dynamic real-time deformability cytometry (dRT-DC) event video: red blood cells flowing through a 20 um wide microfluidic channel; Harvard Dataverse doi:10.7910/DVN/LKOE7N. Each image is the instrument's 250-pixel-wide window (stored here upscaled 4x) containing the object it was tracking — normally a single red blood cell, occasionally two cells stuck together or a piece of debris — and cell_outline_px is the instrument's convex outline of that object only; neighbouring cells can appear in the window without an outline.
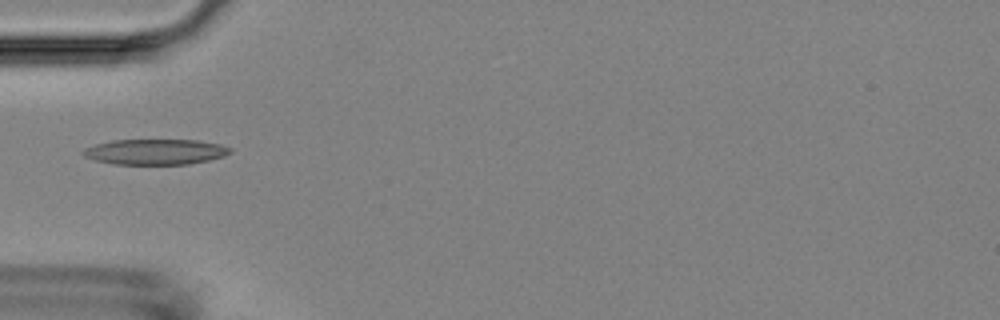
{"species": "Egyptian fruit bat (a non-hibernating species)", "species_latin": "Rousettus aegyptiacus", "temperature_condition": "room temperature", "stored_images_in_passage": 35, "camera_frame_rate_fps": 3000, "um_per_image_px": 0.085, "animal": {"sex": "female"}, "frame": {"image": 1, "passage_image": 1, "time_ms": 0.0, "image_size_px": [1000, 320], "cell_outline_px": [[232, 152], [224, 156], [208, 160], [188, 164], [116, 164], [96, 160], [84, 156], [80, 152], [84, 148], [96, 144], [112, 140], [200, 140], [220, 144], [232, 148]], "centroid_in_image_um": [13.22, 12.9], "position_along_channel_um": 71.8, "area_um2": 21.85}}
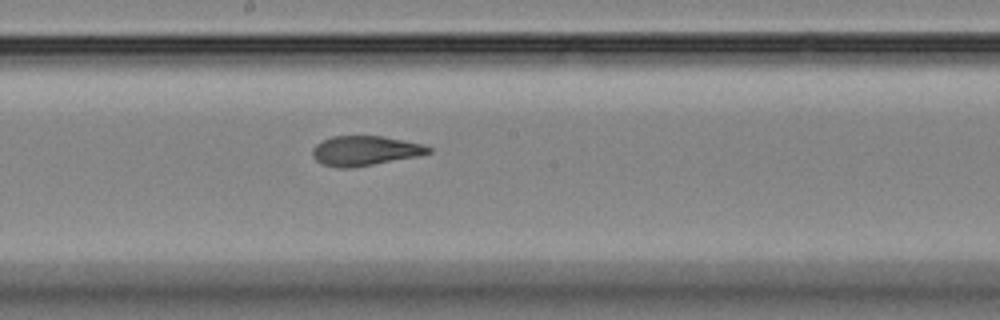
{"frame": {"image": 2, "passage_image": 13, "time_ms": 4.0, "image_size_px": [1000, 320], "cell_outline_px": [[432, 152], [420, 156], [352, 168], [336, 168], [320, 164], [312, 156], [312, 148], [316, 144], [332, 136], [384, 136], [424, 144], [432, 148]], "centroid_in_image_um": [31.03, 12.82], "position_along_channel_um": 217.2, "area_um2": 20.4}}
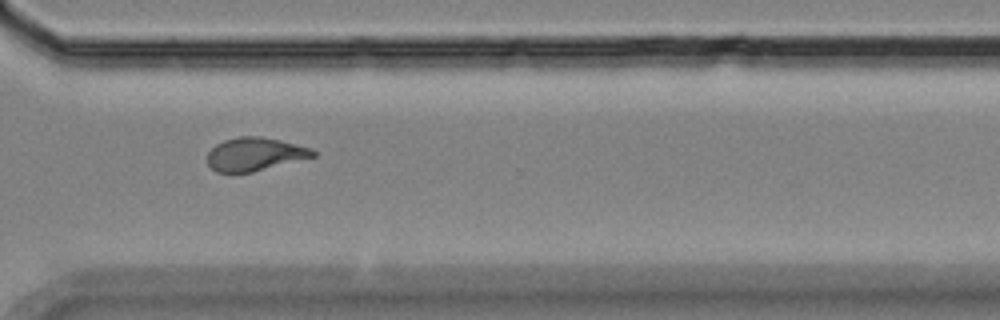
{"frame": {"image": 3, "passage_image": 24, "time_ms": 7.667, "image_size_px": [1000, 320], "cell_outline_px": [[316, 156], [252, 172], [216, 172], [208, 164], [208, 152], [216, 144], [224, 140], [240, 136], [260, 136], [280, 140], [312, 148], [316, 152]], "centroid_in_image_um": [21.67, 13.1], "position_along_channel_um": 348.9, "area_um2": 20.35}, "authors_computed_cell_mechanics": {"area_um2": 20.8658, "velocity_mm_per_s": 3.603, "shape_relaxation_time_tau1_ms": null, "shape_relaxation_time_tau2_ms": 1.4878, "deformation_change_tau1": null, "deformation_change_tau2": 0.0959}}